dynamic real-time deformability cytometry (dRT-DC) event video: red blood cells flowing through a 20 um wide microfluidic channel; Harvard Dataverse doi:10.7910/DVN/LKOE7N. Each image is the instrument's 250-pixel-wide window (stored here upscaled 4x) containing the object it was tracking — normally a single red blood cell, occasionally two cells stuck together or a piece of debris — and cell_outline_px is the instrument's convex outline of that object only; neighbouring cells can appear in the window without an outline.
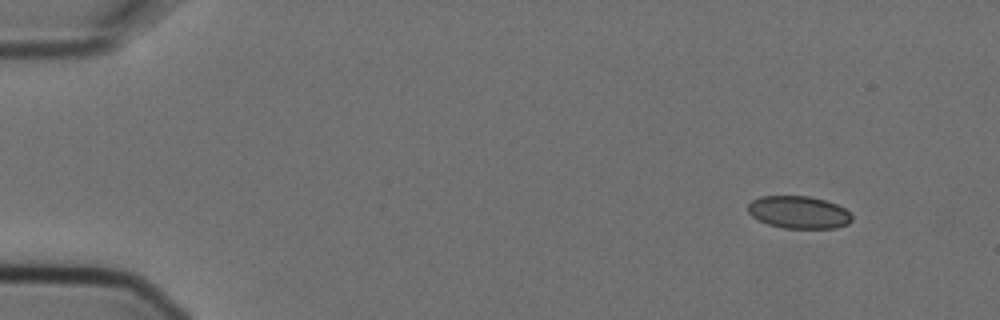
{"species": "Egyptian fruit bat (a non-hibernating species)", "species_latin": "Rousettus aegyptiacus", "temperature_condition": "cold", "stored_images_in_passage": 10, "camera_frame_rate_fps": 3000, "um_per_image_px": 0.085, "animal": {"sex": "female"}, "frame": {"image": 1, "passage_image": 1, "time_ms": 0.0, "image_size_px": [1000, 320], "cell_outline_px": [[852, 220], [848, 224], [836, 228], [784, 228], [768, 224], [752, 216], [748, 212], [748, 204], [752, 200], [760, 196], [808, 196], [824, 200], [836, 204], [844, 208], [852, 216]], "centroid_in_image_um": [67.89, 18.04], "position_along_channel_um": 17.1, "area_um2": 19.59}}
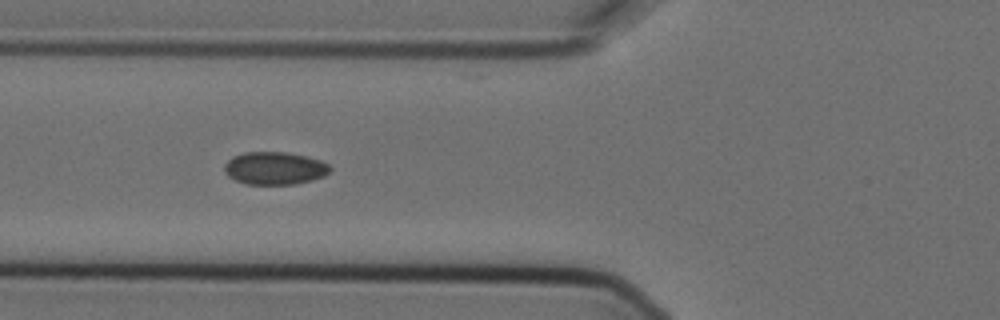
{"frame": {"image": 2, "passage_image": 5, "time_ms": 1.333, "image_size_px": [1000, 320], "cell_outline_px": [[332, 168], [324, 176], [312, 180], [296, 184], [244, 184], [228, 176], [224, 172], [224, 164], [232, 156], [244, 152], [284, 152], [308, 156], [320, 160], [328, 164]], "centroid_in_image_um": [23.33, 14.29], "position_along_channel_um": 102.5, "area_um2": 20.29}}
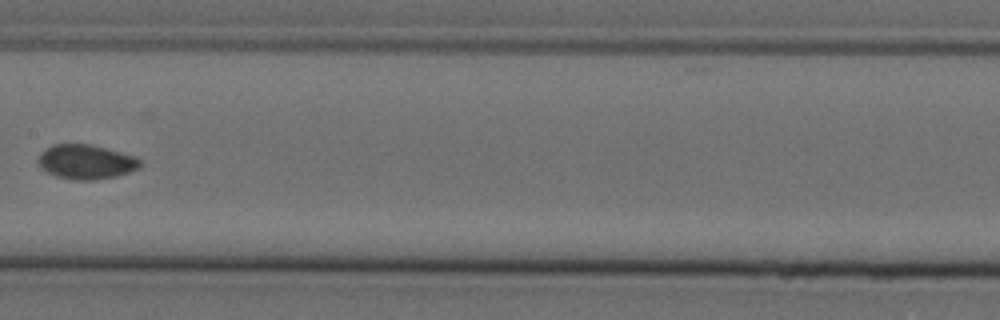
{"frame": {"image": 3, "passage_image": 7, "time_ms": 2.0, "image_size_px": [1000, 320], "cell_outline_px": [[140, 168], [116, 176], [96, 180], [72, 180], [56, 176], [40, 168], [36, 164], [36, 160], [40, 152], [44, 148], [52, 144], [88, 144], [120, 152], [132, 156], [140, 160]], "centroid_in_image_um": [7.23, 13.76], "position_along_channel_um": 200.2, "area_um2": 20.58}}